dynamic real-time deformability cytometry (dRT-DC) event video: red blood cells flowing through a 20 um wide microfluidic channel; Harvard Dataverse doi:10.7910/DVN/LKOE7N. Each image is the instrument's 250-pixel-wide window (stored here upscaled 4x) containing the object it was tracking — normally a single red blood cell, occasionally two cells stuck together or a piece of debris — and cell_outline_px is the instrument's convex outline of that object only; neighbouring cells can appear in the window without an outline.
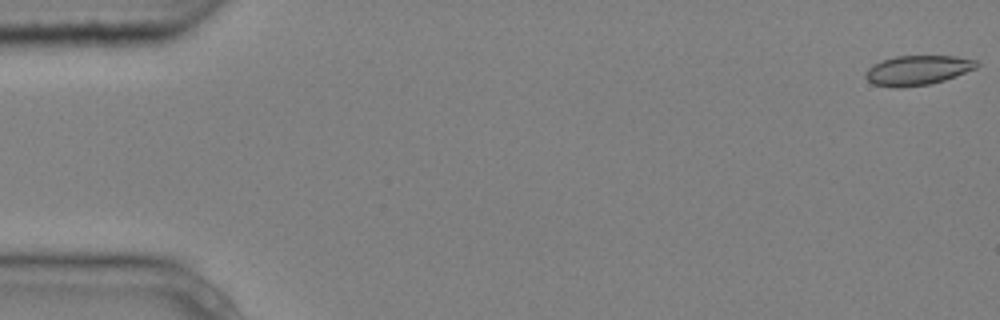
{"species": "common noctule bat (a hibernating species)", "species_latin": "Nyctalus noctula", "temperature_condition": "cold", "stored_images_in_passage": 5, "camera_frame_rate_fps": 3000, "um_per_image_px": 0.085, "animal": {"sex": "male", "body_mass_g": 20.4}, "frame": {"image": 1, "passage_image": 1, "time_ms": 0.0, "image_size_px": [1000, 320], "cell_outline_px": [[980, 64], [976, 68], [956, 76], [944, 80], [928, 84], [896, 88], [872, 84], [864, 76], [868, 68], [872, 64], [896, 56], [956, 56], [976, 60]], "centroid_in_image_um": [77.99, 5.97], "position_along_channel_um": 7.0, "area_um2": 19.13}}
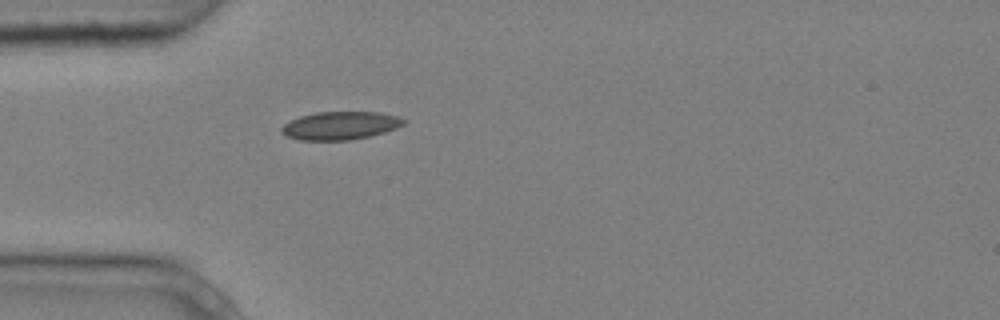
{"frame": {"image": 2, "passage_image": 5, "time_ms": 1.333, "image_size_px": [1000, 320], "cell_outline_px": [[408, 120], [404, 124], [396, 128], [372, 136], [348, 140], [300, 140], [288, 136], [280, 132], [280, 128], [284, 124], [300, 116], [316, 112], [376, 112], [396, 116]], "centroid_in_image_um": [28.93, 10.68], "position_along_channel_um": 56.1, "area_um2": 19.94}}